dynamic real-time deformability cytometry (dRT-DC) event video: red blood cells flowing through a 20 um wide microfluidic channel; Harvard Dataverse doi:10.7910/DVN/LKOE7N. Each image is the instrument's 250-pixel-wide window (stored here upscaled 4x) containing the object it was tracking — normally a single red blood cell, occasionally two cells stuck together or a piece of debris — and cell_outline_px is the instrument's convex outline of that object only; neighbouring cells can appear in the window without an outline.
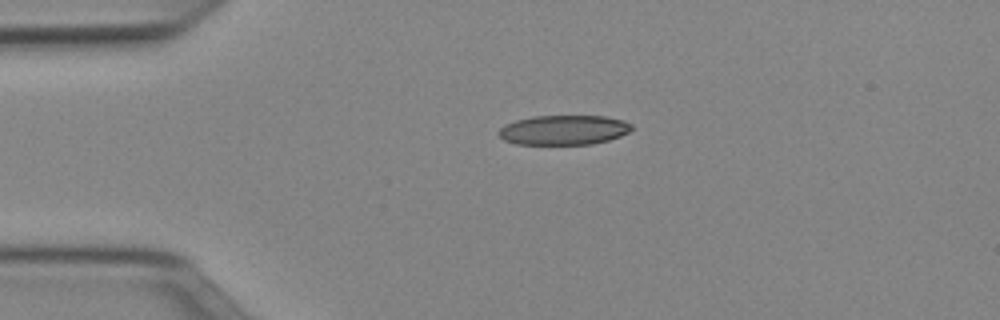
{"species": "Egyptian fruit bat (a non-hibernating species)", "species_latin": "Rousettus aegyptiacus", "temperature_condition": "cold", "stored_images_in_passage": 40, "camera_frame_rate_fps": 3000, "um_per_image_px": 0.085, "animal": {"sex": "female"}, "frame": {"image": 1, "passage_image": 1, "time_ms": 0.0, "image_size_px": [1000, 320], "cell_outline_px": [[632, 128], [628, 132], [620, 136], [608, 140], [592, 144], [516, 144], [504, 140], [496, 132], [504, 124], [516, 120], [532, 116], [604, 116], [624, 120], [632, 124]], "centroid_in_image_um": [47.9, 11.04], "position_along_channel_um": 37.1, "area_um2": 23.06}}
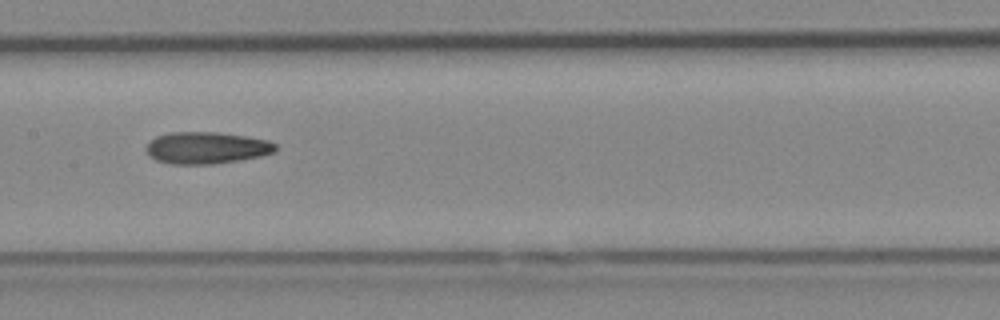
{"frame": {"image": 2, "passage_image": 15, "time_ms": 4.667, "image_size_px": [1000, 320], "cell_outline_px": [[276, 152], [260, 156], [240, 160], [212, 164], [172, 164], [156, 160], [148, 156], [144, 148], [156, 136], [168, 132], [216, 132], [248, 136], [268, 140], [276, 144]], "centroid_in_image_um": [17.54, 12.56], "position_along_channel_um": 189.9, "area_um2": 24.22}}
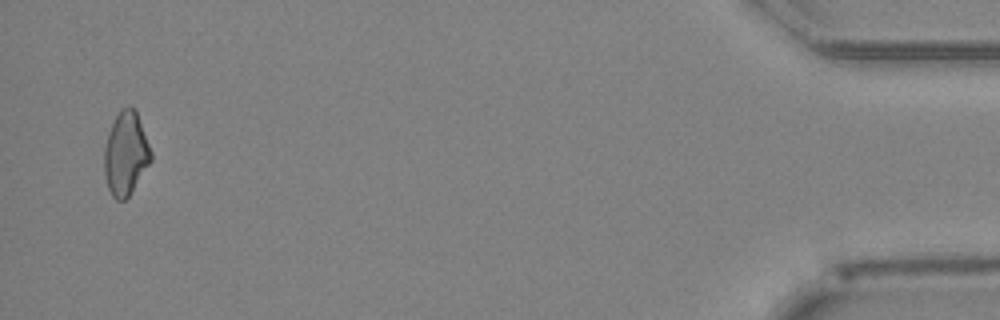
{"frame": {"image": 3, "passage_image": 39, "time_ms": 12.667, "image_size_px": [1000, 320], "cell_outline_px": [[152, 160], [128, 196], [124, 200], [116, 200], [112, 196], [108, 188], [104, 172], [104, 148], [108, 132], [120, 108], [132, 108], [136, 112], [152, 152]], "centroid_in_image_um": [10.67, 13.08], "position_along_channel_um": 424.5, "area_um2": 22.37}, "authors_computed_cell_mechanics": {"area_um2": 23.2067, "velocity_mm_per_s": 3.9837, "shape_relaxation_time_tau1_ms": null, "shape_relaxation_time_tau2_ms": 9.6949, "deformation_change_tau1": null, "deformation_change_tau2": 0.2232}}